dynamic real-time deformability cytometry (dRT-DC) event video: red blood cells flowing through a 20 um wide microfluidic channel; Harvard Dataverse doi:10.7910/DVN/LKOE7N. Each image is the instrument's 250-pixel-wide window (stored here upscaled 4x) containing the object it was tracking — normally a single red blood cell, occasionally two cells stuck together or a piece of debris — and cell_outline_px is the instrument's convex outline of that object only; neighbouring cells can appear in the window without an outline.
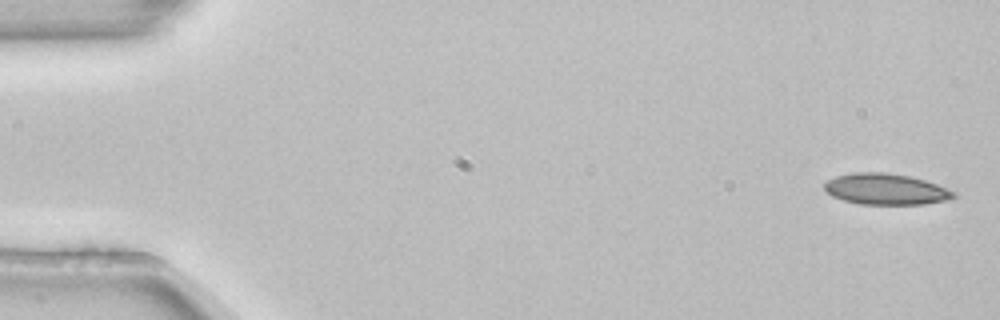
{"species": "common noctule bat (a hibernating species)", "species_latin": "Nyctalus noctula", "temperature_condition": "room temperature", "stored_images_in_passage": 4, "camera_frame_rate_fps": 3000, "um_per_image_px": 0.085, "animal": {"sex": "female", "body_mass_g": 22.7, "forearm_length_mm": 54.2}, "frame": {"image": 1, "passage_image": 1, "time_ms": 0.0, "image_size_px": [1000, 320], "cell_outline_px": [[956, 196], [948, 200], [924, 204], [860, 204], [844, 200], [832, 196], [824, 188], [824, 184], [828, 180], [836, 176], [852, 172], [884, 172], [912, 176], [936, 184], [956, 192]], "centroid_in_image_um": [75.3, 16.07], "position_along_channel_um": 9.7, "area_um2": 23.41}}
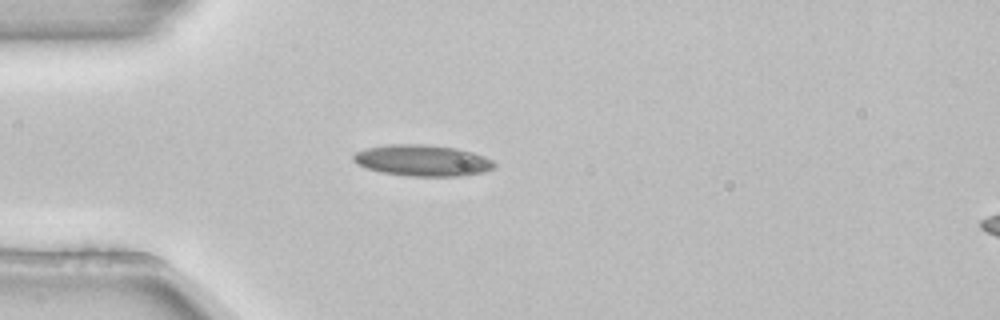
{"frame": {"image": 2, "passage_image": 4, "time_ms": 1.0, "image_size_px": [1000, 320], "cell_outline_px": [[496, 168], [484, 172], [464, 176], [408, 176], [380, 172], [368, 168], [352, 160], [352, 156], [356, 152], [368, 148], [388, 144], [424, 144], [456, 148], [472, 152], [484, 156], [492, 160], [496, 164]], "centroid_in_image_um": [35.95, 13.64], "position_along_channel_um": 49.0, "area_um2": 25.72}}